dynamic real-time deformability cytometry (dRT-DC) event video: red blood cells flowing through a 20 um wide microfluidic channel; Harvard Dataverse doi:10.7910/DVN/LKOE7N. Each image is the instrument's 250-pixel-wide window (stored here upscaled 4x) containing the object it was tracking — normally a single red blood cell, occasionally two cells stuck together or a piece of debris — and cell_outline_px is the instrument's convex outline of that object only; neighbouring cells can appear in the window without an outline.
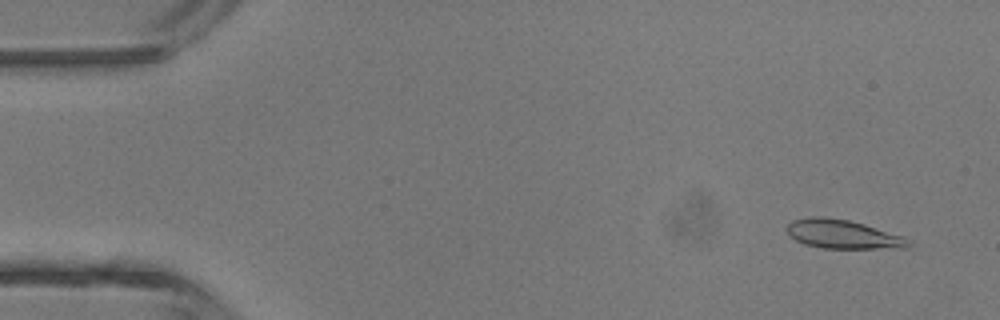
{"species": "common noctule bat (a hibernating species)", "species_latin": "Nyctalus noctula", "temperature_condition": "room temperature", "stored_images_in_passage": 45, "camera_frame_rate_fps": 3000, "um_per_image_px": 0.085, "animal": {"sex": "male", "body_mass_g": 13.3}, "frame": {"image": 1, "passage_image": 3, "time_ms": 0.667, "image_size_px": [1000, 320], "cell_outline_px": [[912, 244], [904, 248], [824, 248], [804, 244], [788, 236], [784, 228], [792, 220], [808, 216], [824, 216], [848, 220], [864, 224], [904, 236], [912, 240]], "centroid_in_image_um": [71.61, 19.9], "position_along_channel_um": 13.4, "area_um2": 20.75}}
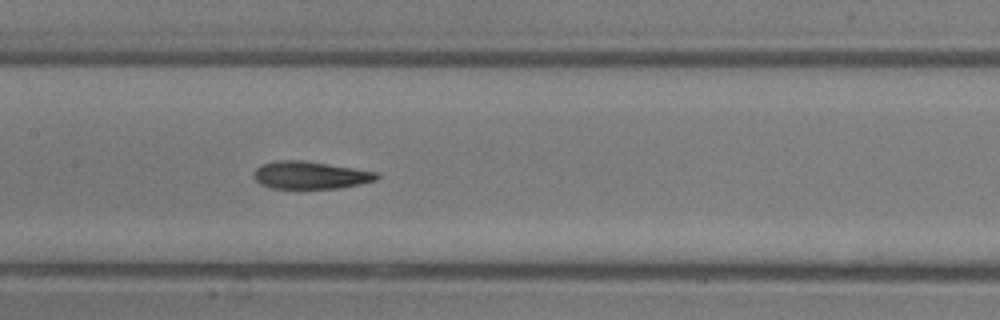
{"frame": {"image": 2, "passage_image": 22, "time_ms": 7.0, "image_size_px": [1000, 320], "cell_outline_px": [[380, 176], [376, 180], [360, 184], [336, 188], [272, 188], [260, 184], [252, 176], [252, 172], [260, 164], [276, 160], [300, 160], [328, 164], [380, 172]], "centroid_in_image_um": [26.35, 14.88], "position_along_channel_um": 181.0, "area_um2": 19.83}}
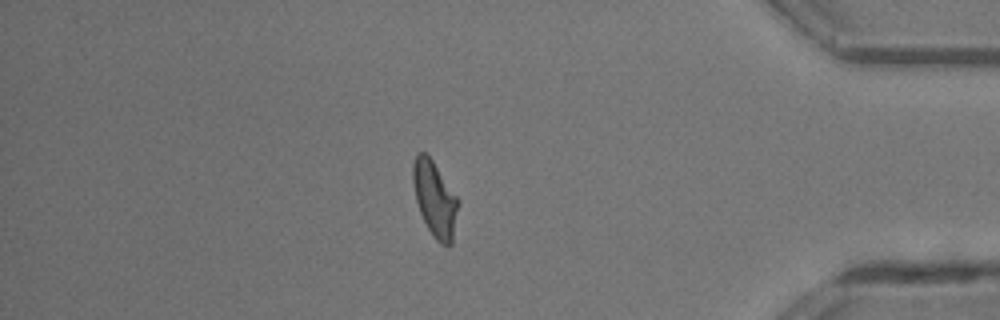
{"frame": {"image": 3, "passage_image": 39, "time_ms": 12.667, "image_size_px": [1000, 320], "cell_outline_px": [[460, 200], [452, 244], [448, 248], [440, 244], [432, 236], [420, 212], [416, 200], [412, 180], [412, 164], [416, 152], [424, 152], [432, 160]], "centroid_in_image_um": [36.97, 16.93], "position_along_channel_um": 398.2, "area_um2": 20.11}, "authors_computed_cell_mechanics": {"area_um2": 20.0566, "velocity_mm_per_s": 4.5041, "shape_relaxation_time_tau1_ms": 7.9553, "shape_relaxation_time_tau2_ms": 3.2377, "deformation_change_tau1": 0.2471, "deformation_change_tau2": 0.1197}}